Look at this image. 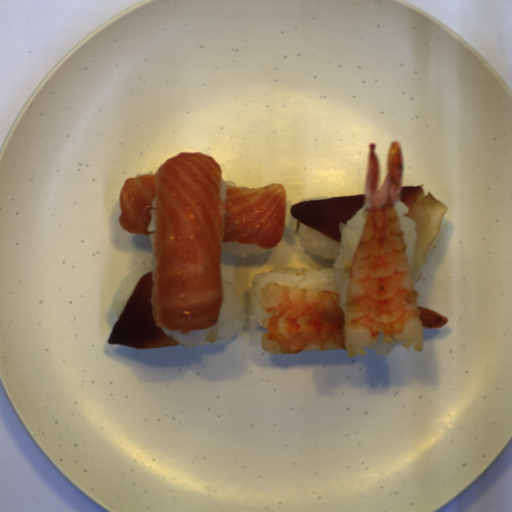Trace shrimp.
Returning <instances> with one entry per match:
<instances>
[{"label":"shrimp","instance_id":"shrimp-1","mask_svg":"<svg viewBox=\"0 0 512 512\" xmlns=\"http://www.w3.org/2000/svg\"><path fill=\"white\" fill-rule=\"evenodd\" d=\"M364 227L354 252L343 310L340 293L267 282L260 306L271 317L260 319L264 352L346 350L350 359L366 356L378 342H402L422 352L424 328H443L449 319L419 307L420 294L408 259V244L395 207L402 199L405 172L400 141L388 150V172L380 189L381 163L375 141L368 142Z\"/></svg>","mask_w":512,"mask_h":512}]
</instances>
